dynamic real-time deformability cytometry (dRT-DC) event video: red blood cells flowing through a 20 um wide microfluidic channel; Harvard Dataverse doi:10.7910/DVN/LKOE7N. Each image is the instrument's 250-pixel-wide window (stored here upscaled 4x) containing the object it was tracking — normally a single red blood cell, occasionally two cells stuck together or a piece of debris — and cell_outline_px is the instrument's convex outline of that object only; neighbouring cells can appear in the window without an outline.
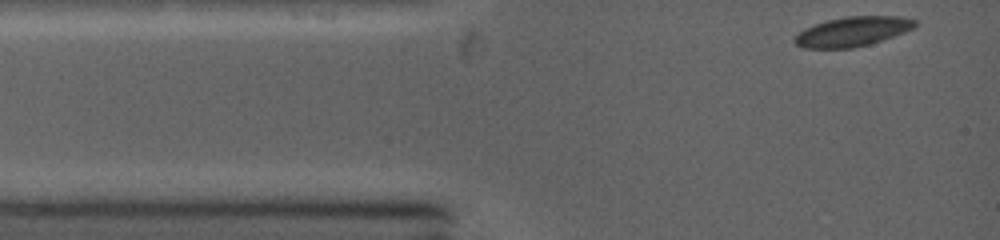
{"species": "common noctule bat (a hibernating species)", "species_latin": "Nyctalus noctula", "temperature_condition": "warm", "stored_images_in_passage": 52, "camera_frame_rate_fps": 5000, "um_per_image_px": 0.085, "animal": {"sex": "female", "body_mass_g": 19.0, "forearm_length_mm": 53.3}, "frame": {"image": 1, "passage_image": 1, "time_ms": 0.0, "image_size_px": [1000, 240], "cell_outline_px": [[916, 24], [912, 28], [892, 36], [868, 44], [848, 48], [804, 48], [796, 44], [796, 36], [800, 32], [816, 24], [828, 20], [848, 16], [896, 16], [916, 20]], "centroid_in_image_um": [72.47, 2.67], "position_along_channel_um": 12.5, "area_um2": 20.0}}
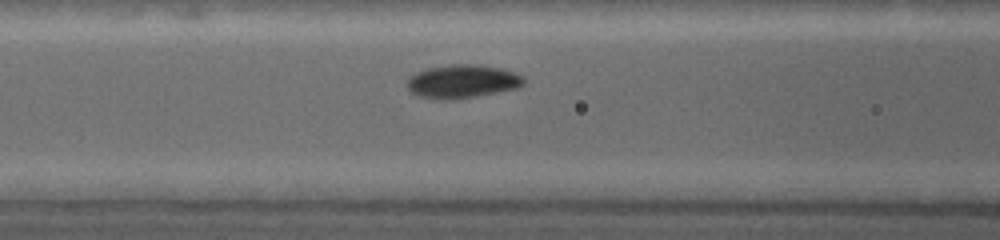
{"frame": {"image": 2, "passage_image": 19, "time_ms": 3.6, "image_size_px": [1000, 240], "cell_outline_px": [[524, 84], [516, 88], [472, 96], [420, 96], [412, 92], [408, 88], [408, 80], [416, 72], [428, 68], [452, 64], [476, 64], [500, 68], [512, 72], [520, 76], [524, 80]], "centroid_in_image_um": [39.33, 6.85], "position_along_channel_um": 127.3, "area_um2": 21.27}}
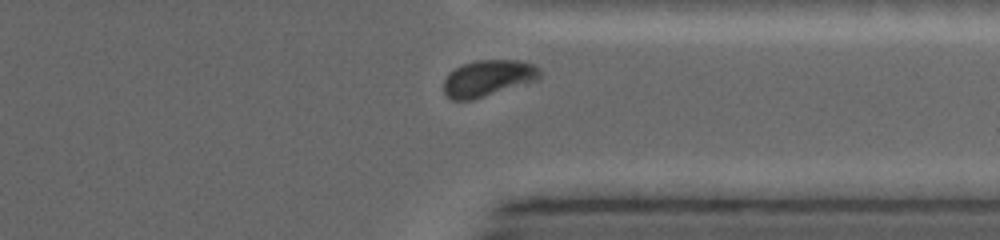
{"frame": {"image": 3, "passage_image": 47, "time_ms": 9.2, "image_size_px": [1000, 240], "cell_outline_px": [[540, 76], [536, 80], [472, 100], [452, 100], [444, 92], [444, 80], [448, 72], [464, 64], [476, 60], [520, 60], [532, 64], [540, 68]], "centroid_in_image_um": [41.46, 6.64], "position_along_channel_um": 369.9, "area_um2": 20.17}, "authors_computed_cell_mechanics": {"area_um2": 20.5479, "velocity_mm_per_s": 4.3333, "shape_relaxation_time_tau1_ms": 2.2263, "shape_relaxation_time_tau2_ms": null, "deformation_change_tau1": 0.0988, "deformation_change_tau2": null}}